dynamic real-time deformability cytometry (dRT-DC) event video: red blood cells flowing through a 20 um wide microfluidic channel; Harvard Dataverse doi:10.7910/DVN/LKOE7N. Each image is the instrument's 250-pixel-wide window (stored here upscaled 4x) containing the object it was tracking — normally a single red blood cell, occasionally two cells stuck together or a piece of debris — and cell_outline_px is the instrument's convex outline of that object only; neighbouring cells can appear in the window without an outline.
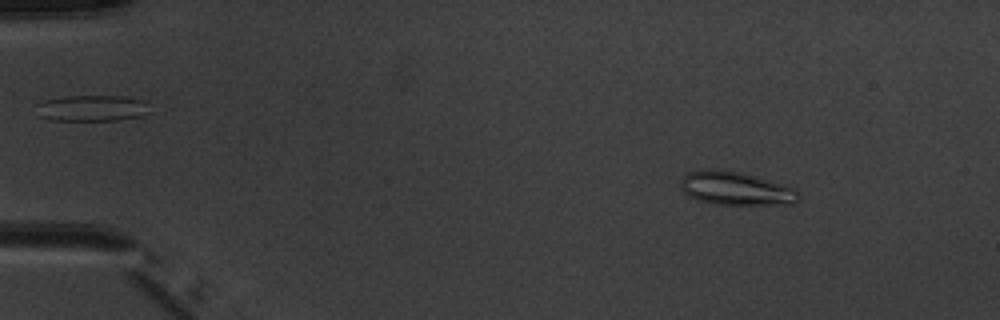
{"species": "common noctule bat (a hibernating species)", "species_latin": "Nyctalus noctula", "temperature_condition": "warm", "stored_images_in_passage": 5, "segment_of_instrument_passage": [1, 2], "camera_frame_rate_fps": 3000, "um_per_image_px": 0.085, "animal": {"sex": "male", "body_mass_g": 20.1, "forearm_length_mm": 53.5}, "frame": {"image": 1, "passage_image": 2, "time_ms": 1.333, "image_size_px": [1000, 320], "cell_outline_px": [[800, 196], [792, 204], [716, 204], [700, 200], [688, 196], [680, 188], [680, 180], [688, 172], [708, 168], [720, 168], [740, 172], [788, 184], [796, 188]], "centroid_in_image_um": [62.55, 15.99], "position_along_channel_um": 22.4, "area_um2": 23.29}}
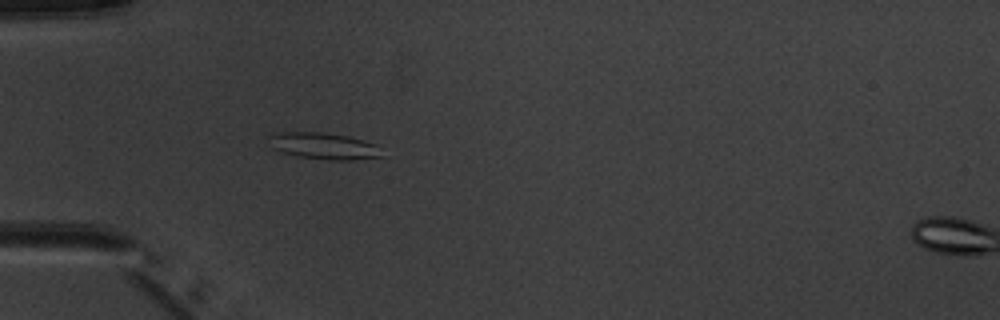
{"frame": {"image": 2, "passage_image": 4, "time_ms": 4.333, "image_size_px": [1000, 320], "cell_outline_px": [[384, 156], [352, 160], [328, 160], [296, 156], [272, 148], [268, 136], [284, 132], [320, 132], [348, 136], [376, 144]], "centroid_in_image_um": [27.54, 12.41], "position_along_channel_um": 57.5, "area_um2": 17.34}}